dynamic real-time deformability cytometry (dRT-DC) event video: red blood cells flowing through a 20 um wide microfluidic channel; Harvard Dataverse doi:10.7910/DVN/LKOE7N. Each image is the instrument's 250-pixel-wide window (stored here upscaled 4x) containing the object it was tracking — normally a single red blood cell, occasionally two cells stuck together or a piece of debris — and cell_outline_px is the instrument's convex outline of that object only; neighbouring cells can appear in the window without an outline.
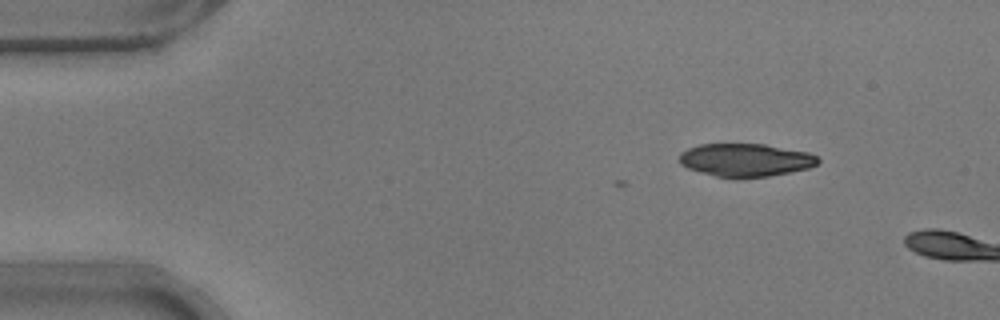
{"species": "common noctule bat (a hibernating species)", "species_latin": "Nyctalus noctula", "temperature_condition": "warm", "stored_images_in_passage": 3, "camera_frame_rate_fps": 3000, "um_per_image_px": 0.085, "animal": {"sex": "male", "body_mass_g": 17.9}, "frame": {"image": 1, "passage_image": 2, "time_ms": 0.333, "image_size_px": [1000, 320], "cell_outline_px": [[820, 160], [816, 164], [808, 168], [768, 176], [736, 180], [716, 176], [700, 172], [688, 168], [680, 164], [680, 152], [688, 148], [700, 144], [764, 144], [808, 152], [816, 156]], "centroid_in_image_um": [63.34, 13.62], "position_along_channel_um": 21.7, "area_um2": 26.88}}